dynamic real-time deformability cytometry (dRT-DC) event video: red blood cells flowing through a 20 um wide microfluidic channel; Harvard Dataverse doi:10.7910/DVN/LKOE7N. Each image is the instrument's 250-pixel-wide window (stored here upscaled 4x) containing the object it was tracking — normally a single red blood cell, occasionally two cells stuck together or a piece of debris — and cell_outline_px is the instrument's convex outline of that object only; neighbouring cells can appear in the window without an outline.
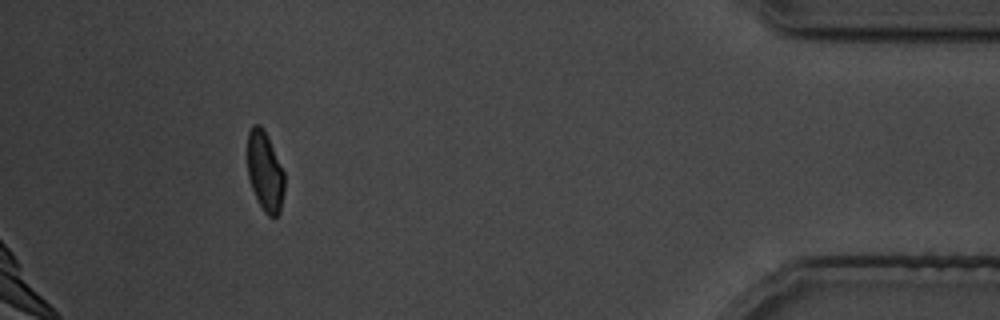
{"species": "common noctule bat (a hibernating species)", "species_latin": "Nyctalus noctula", "temperature_condition": "cold", "stored_images_in_passage": 30, "camera_frame_rate_fps": 3000, "um_per_image_px": 0.085, "animal": {"sex": "male", "body_mass_g": 19.5, "forearm_length_mm": 54.6}, "frame": {"image": 1, "passage_image": 26, "time_ms": 30.0, "image_size_px": [1000, 320], "cell_outline_px": [[284, 192], [280, 212], [276, 216], [268, 216], [264, 212], [252, 188], [248, 176], [248, 132], [252, 124], [260, 124], [284, 172]], "centroid_in_image_um": [22.52, 14.6], "position_along_channel_um": 412.7, "area_um2": 16.76}}